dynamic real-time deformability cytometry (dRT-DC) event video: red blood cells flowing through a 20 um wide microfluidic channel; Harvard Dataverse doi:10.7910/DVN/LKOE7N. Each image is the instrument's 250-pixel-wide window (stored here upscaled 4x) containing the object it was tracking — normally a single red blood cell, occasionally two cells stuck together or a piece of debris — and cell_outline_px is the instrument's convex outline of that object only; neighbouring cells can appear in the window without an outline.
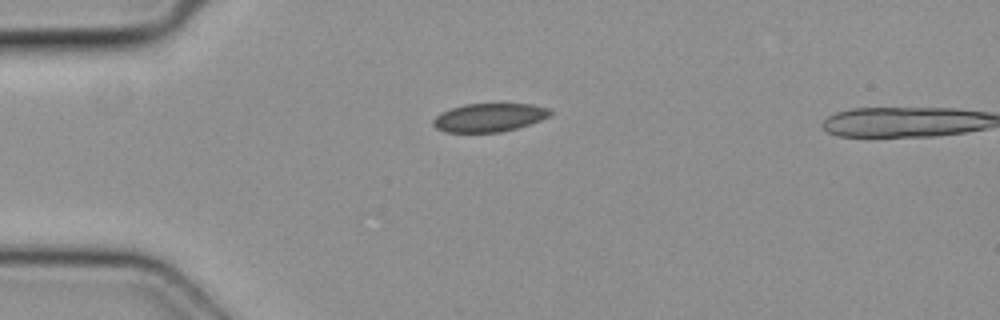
{"species": "common noctule bat (a hibernating species)", "species_latin": "Nyctalus noctula", "temperature_condition": "cold", "stored_images_in_passage": 3, "camera_frame_rate_fps": 3000, "um_per_image_px": 0.085, "animal": {"sex": "female", "body_mass_g": 19.3, "forearm_length_mm": 54.1}, "frame": {"image": 1, "passage_image": 1, "time_ms": 0.0, "image_size_px": [1000, 320], "cell_outline_px": [[552, 112], [548, 116], [540, 120], [516, 128], [500, 132], [444, 132], [436, 128], [432, 124], [432, 120], [436, 116], [452, 108], [464, 104], [532, 104], [548, 108]], "centroid_in_image_um": [41.55, 9.99], "position_along_channel_um": 43.4, "area_um2": 19.13}}